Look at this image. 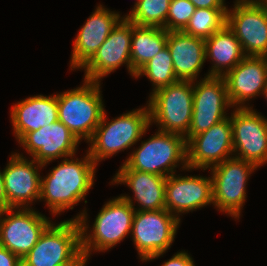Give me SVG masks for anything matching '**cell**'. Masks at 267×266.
Here are the masks:
<instances>
[{
    "mask_svg": "<svg viewBox=\"0 0 267 266\" xmlns=\"http://www.w3.org/2000/svg\"><path fill=\"white\" fill-rule=\"evenodd\" d=\"M150 126L158 131L185 136L193 113V82L179 80L161 88L148 97Z\"/></svg>",
    "mask_w": 267,
    "mask_h": 266,
    "instance_id": "obj_6",
    "label": "cell"
},
{
    "mask_svg": "<svg viewBox=\"0 0 267 266\" xmlns=\"http://www.w3.org/2000/svg\"><path fill=\"white\" fill-rule=\"evenodd\" d=\"M226 24L245 56L267 57V0H235Z\"/></svg>",
    "mask_w": 267,
    "mask_h": 266,
    "instance_id": "obj_10",
    "label": "cell"
},
{
    "mask_svg": "<svg viewBox=\"0 0 267 266\" xmlns=\"http://www.w3.org/2000/svg\"><path fill=\"white\" fill-rule=\"evenodd\" d=\"M166 179L165 176L147 172L118 169L109 185H127L134 197L128 194L119 196L126 200L135 211H158L165 209ZM134 202L138 205H134Z\"/></svg>",
    "mask_w": 267,
    "mask_h": 266,
    "instance_id": "obj_21",
    "label": "cell"
},
{
    "mask_svg": "<svg viewBox=\"0 0 267 266\" xmlns=\"http://www.w3.org/2000/svg\"><path fill=\"white\" fill-rule=\"evenodd\" d=\"M233 108H249V101L263 94L267 84V57L245 56L224 76Z\"/></svg>",
    "mask_w": 267,
    "mask_h": 266,
    "instance_id": "obj_19",
    "label": "cell"
},
{
    "mask_svg": "<svg viewBox=\"0 0 267 266\" xmlns=\"http://www.w3.org/2000/svg\"><path fill=\"white\" fill-rule=\"evenodd\" d=\"M195 8H228L225 0H189Z\"/></svg>",
    "mask_w": 267,
    "mask_h": 266,
    "instance_id": "obj_32",
    "label": "cell"
},
{
    "mask_svg": "<svg viewBox=\"0 0 267 266\" xmlns=\"http://www.w3.org/2000/svg\"><path fill=\"white\" fill-rule=\"evenodd\" d=\"M200 79L193 81L192 121L188 133L184 136L187 142L193 136L207 131L229 117L227 112L229 108H233L228 99L223 76H204Z\"/></svg>",
    "mask_w": 267,
    "mask_h": 266,
    "instance_id": "obj_11",
    "label": "cell"
},
{
    "mask_svg": "<svg viewBox=\"0 0 267 266\" xmlns=\"http://www.w3.org/2000/svg\"><path fill=\"white\" fill-rule=\"evenodd\" d=\"M33 208H8L0 212V245L21 260L53 222Z\"/></svg>",
    "mask_w": 267,
    "mask_h": 266,
    "instance_id": "obj_13",
    "label": "cell"
},
{
    "mask_svg": "<svg viewBox=\"0 0 267 266\" xmlns=\"http://www.w3.org/2000/svg\"><path fill=\"white\" fill-rule=\"evenodd\" d=\"M0 266H22L21 259L0 245Z\"/></svg>",
    "mask_w": 267,
    "mask_h": 266,
    "instance_id": "obj_31",
    "label": "cell"
},
{
    "mask_svg": "<svg viewBox=\"0 0 267 266\" xmlns=\"http://www.w3.org/2000/svg\"><path fill=\"white\" fill-rule=\"evenodd\" d=\"M178 80L197 81L206 62L205 39L168 31L167 43Z\"/></svg>",
    "mask_w": 267,
    "mask_h": 266,
    "instance_id": "obj_23",
    "label": "cell"
},
{
    "mask_svg": "<svg viewBox=\"0 0 267 266\" xmlns=\"http://www.w3.org/2000/svg\"><path fill=\"white\" fill-rule=\"evenodd\" d=\"M168 31L161 27L139 26L133 23L131 37L132 78L166 47Z\"/></svg>",
    "mask_w": 267,
    "mask_h": 266,
    "instance_id": "obj_25",
    "label": "cell"
},
{
    "mask_svg": "<svg viewBox=\"0 0 267 266\" xmlns=\"http://www.w3.org/2000/svg\"><path fill=\"white\" fill-rule=\"evenodd\" d=\"M13 134L19 142L27 133L58 121L57 94L34 95L13 103L10 108Z\"/></svg>",
    "mask_w": 267,
    "mask_h": 266,
    "instance_id": "obj_22",
    "label": "cell"
},
{
    "mask_svg": "<svg viewBox=\"0 0 267 266\" xmlns=\"http://www.w3.org/2000/svg\"><path fill=\"white\" fill-rule=\"evenodd\" d=\"M254 164L231 157L209 168L214 208L231 218L240 219L246 202V185L255 170Z\"/></svg>",
    "mask_w": 267,
    "mask_h": 266,
    "instance_id": "obj_7",
    "label": "cell"
},
{
    "mask_svg": "<svg viewBox=\"0 0 267 266\" xmlns=\"http://www.w3.org/2000/svg\"><path fill=\"white\" fill-rule=\"evenodd\" d=\"M82 85L57 93L58 120L80 141L86 143L105 112L101 84L83 79Z\"/></svg>",
    "mask_w": 267,
    "mask_h": 266,
    "instance_id": "obj_5",
    "label": "cell"
},
{
    "mask_svg": "<svg viewBox=\"0 0 267 266\" xmlns=\"http://www.w3.org/2000/svg\"><path fill=\"white\" fill-rule=\"evenodd\" d=\"M83 158L76 155L61 159L46 176H41L39 202L44 201L51 215L74 209L94 186L97 165L88 151ZM76 158V159H75Z\"/></svg>",
    "mask_w": 267,
    "mask_h": 266,
    "instance_id": "obj_1",
    "label": "cell"
},
{
    "mask_svg": "<svg viewBox=\"0 0 267 266\" xmlns=\"http://www.w3.org/2000/svg\"><path fill=\"white\" fill-rule=\"evenodd\" d=\"M92 14L80 27L73 41L71 53L70 70L81 69L97 52L98 48L105 42L112 29L124 17L117 11H111L99 4Z\"/></svg>",
    "mask_w": 267,
    "mask_h": 266,
    "instance_id": "obj_20",
    "label": "cell"
},
{
    "mask_svg": "<svg viewBox=\"0 0 267 266\" xmlns=\"http://www.w3.org/2000/svg\"><path fill=\"white\" fill-rule=\"evenodd\" d=\"M133 23L125 16L112 29L105 42L92 58L80 69L84 70L83 79L99 82L122 65L127 67L132 76L131 37Z\"/></svg>",
    "mask_w": 267,
    "mask_h": 266,
    "instance_id": "obj_14",
    "label": "cell"
},
{
    "mask_svg": "<svg viewBox=\"0 0 267 266\" xmlns=\"http://www.w3.org/2000/svg\"><path fill=\"white\" fill-rule=\"evenodd\" d=\"M42 168L43 164L30 160L23 153L12 152L3 169L7 209L31 208L39 202Z\"/></svg>",
    "mask_w": 267,
    "mask_h": 266,
    "instance_id": "obj_15",
    "label": "cell"
},
{
    "mask_svg": "<svg viewBox=\"0 0 267 266\" xmlns=\"http://www.w3.org/2000/svg\"><path fill=\"white\" fill-rule=\"evenodd\" d=\"M88 260V257L81 251L71 262L59 266H86Z\"/></svg>",
    "mask_w": 267,
    "mask_h": 266,
    "instance_id": "obj_34",
    "label": "cell"
},
{
    "mask_svg": "<svg viewBox=\"0 0 267 266\" xmlns=\"http://www.w3.org/2000/svg\"><path fill=\"white\" fill-rule=\"evenodd\" d=\"M134 213L135 209L126 200L117 196L103 205L91 227L85 207L71 218L78 220L80 224L82 253L90 260L93 252L109 251L125 240L131 235Z\"/></svg>",
    "mask_w": 267,
    "mask_h": 266,
    "instance_id": "obj_2",
    "label": "cell"
},
{
    "mask_svg": "<svg viewBox=\"0 0 267 266\" xmlns=\"http://www.w3.org/2000/svg\"><path fill=\"white\" fill-rule=\"evenodd\" d=\"M227 10L228 8H196L183 32L207 39L226 25Z\"/></svg>",
    "mask_w": 267,
    "mask_h": 266,
    "instance_id": "obj_27",
    "label": "cell"
},
{
    "mask_svg": "<svg viewBox=\"0 0 267 266\" xmlns=\"http://www.w3.org/2000/svg\"><path fill=\"white\" fill-rule=\"evenodd\" d=\"M181 175V176H180ZM213 204L212 179L174 173L165 182V209L181 220L182 214Z\"/></svg>",
    "mask_w": 267,
    "mask_h": 266,
    "instance_id": "obj_18",
    "label": "cell"
},
{
    "mask_svg": "<svg viewBox=\"0 0 267 266\" xmlns=\"http://www.w3.org/2000/svg\"><path fill=\"white\" fill-rule=\"evenodd\" d=\"M195 9V5L189 0H170L166 31H183Z\"/></svg>",
    "mask_w": 267,
    "mask_h": 266,
    "instance_id": "obj_29",
    "label": "cell"
},
{
    "mask_svg": "<svg viewBox=\"0 0 267 266\" xmlns=\"http://www.w3.org/2000/svg\"><path fill=\"white\" fill-rule=\"evenodd\" d=\"M142 76H146L150 82H152V92L169 86L178 80L175 75L172 57L168 47H164L155 57L150 59L135 75L138 79Z\"/></svg>",
    "mask_w": 267,
    "mask_h": 266,
    "instance_id": "obj_26",
    "label": "cell"
},
{
    "mask_svg": "<svg viewBox=\"0 0 267 266\" xmlns=\"http://www.w3.org/2000/svg\"><path fill=\"white\" fill-rule=\"evenodd\" d=\"M18 143L44 169L55 160L76 155L80 141L58 120L27 133Z\"/></svg>",
    "mask_w": 267,
    "mask_h": 266,
    "instance_id": "obj_16",
    "label": "cell"
},
{
    "mask_svg": "<svg viewBox=\"0 0 267 266\" xmlns=\"http://www.w3.org/2000/svg\"><path fill=\"white\" fill-rule=\"evenodd\" d=\"M161 266H195L194 260L188 251H178L170 259L164 261Z\"/></svg>",
    "mask_w": 267,
    "mask_h": 266,
    "instance_id": "obj_30",
    "label": "cell"
},
{
    "mask_svg": "<svg viewBox=\"0 0 267 266\" xmlns=\"http://www.w3.org/2000/svg\"><path fill=\"white\" fill-rule=\"evenodd\" d=\"M181 166V167H180ZM192 171L187 164V141L180 134L156 131L133 151L119 169H132L168 177L177 168Z\"/></svg>",
    "mask_w": 267,
    "mask_h": 266,
    "instance_id": "obj_4",
    "label": "cell"
},
{
    "mask_svg": "<svg viewBox=\"0 0 267 266\" xmlns=\"http://www.w3.org/2000/svg\"><path fill=\"white\" fill-rule=\"evenodd\" d=\"M169 5L170 0H138L124 16L136 25L161 27L166 30Z\"/></svg>",
    "mask_w": 267,
    "mask_h": 266,
    "instance_id": "obj_28",
    "label": "cell"
},
{
    "mask_svg": "<svg viewBox=\"0 0 267 266\" xmlns=\"http://www.w3.org/2000/svg\"><path fill=\"white\" fill-rule=\"evenodd\" d=\"M80 252V224L68 219L52 222L21 262L22 266H59L71 262Z\"/></svg>",
    "mask_w": 267,
    "mask_h": 266,
    "instance_id": "obj_9",
    "label": "cell"
},
{
    "mask_svg": "<svg viewBox=\"0 0 267 266\" xmlns=\"http://www.w3.org/2000/svg\"><path fill=\"white\" fill-rule=\"evenodd\" d=\"M7 209V199L4 188L3 170H0V212Z\"/></svg>",
    "mask_w": 267,
    "mask_h": 266,
    "instance_id": "obj_33",
    "label": "cell"
},
{
    "mask_svg": "<svg viewBox=\"0 0 267 266\" xmlns=\"http://www.w3.org/2000/svg\"><path fill=\"white\" fill-rule=\"evenodd\" d=\"M233 157L230 116L187 142V164L192 170H208Z\"/></svg>",
    "mask_w": 267,
    "mask_h": 266,
    "instance_id": "obj_17",
    "label": "cell"
},
{
    "mask_svg": "<svg viewBox=\"0 0 267 266\" xmlns=\"http://www.w3.org/2000/svg\"><path fill=\"white\" fill-rule=\"evenodd\" d=\"M233 157L258 168L267 164V118L253 107L232 108Z\"/></svg>",
    "mask_w": 267,
    "mask_h": 266,
    "instance_id": "obj_12",
    "label": "cell"
},
{
    "mask_svg": "<svg viewBox=\"0 0 267 266\" xmlns=\"http://www.w3.org/2000/svg\"><path fill=\"white\" fill-rule=\"evenodd\" d=\"M106 115L105 111L92 138L87 142L89 145L87 151L97 166L102 160L105 161L121 151L136 146L150 128L147 104L110 121Z\"/></svg>",
    "mask_w": 267,
    "mask_h": 266,
    "instance_id": "obj_3",
    "label": "cell"
},
{
    "mask_svg": "<svg viewBox=\"0 0 267 266\" xmlns=\"http://www.w3.org/2000/svg\"><path fill=\"white\" fill-rule=\"evenodd\" d=\"M180 223L181 220L166 209L135 211L130 237L140 261L163 257L175 241Z\"/></svg>",
    "mask_w": 267,
    "mask_h": 266,
    "instance_id": "obj_8",
    "label": "cell"
},
{
    "mask_svg": "<svg viewBox=\"0 0 267 266\" xmlns=\"http://www.w3.org/2000/svg\"><path fill=\"white\" fill-rule=\"evenodd\" d=\"M206 60L212 64L205 76H224L244 57L241 45L227 24L213 36L205 39ZM212 60V61H211Z\"/></svg>",
    "mask_w": 267,
    "mask_h": 266,
    "instance_id": "obj_24",
    "label": "cell"
},
{
    "mask_svg": "<svg viewBox=\"0 0 267 266\" xmlns=\"http://www.w3.org/2000/svg\"><path fill=\"white\" fill-rule=\"evenodd\" d=\"M262 96L264 97V98H266V101H267V84H266V86H265V88H264V91H263V94H262Z\"/></svg>",
    "mask_w": 267,
    "mask_h": 266,
    "instance_id": "obj_35",
    "label": "cell"
}]
</instances>
